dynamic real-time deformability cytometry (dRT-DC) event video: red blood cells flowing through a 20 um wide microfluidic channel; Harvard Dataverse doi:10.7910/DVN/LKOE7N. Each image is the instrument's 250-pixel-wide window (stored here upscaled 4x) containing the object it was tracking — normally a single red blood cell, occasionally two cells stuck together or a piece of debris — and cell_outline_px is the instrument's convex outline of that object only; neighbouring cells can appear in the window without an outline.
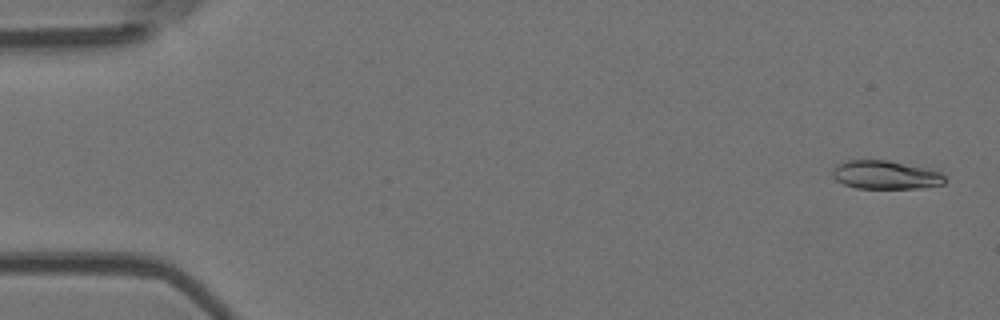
{"species": "Egyptian fruit bat (a non-hibernating species)", "species_latin": "Rousettus aegyptiacus", "temperature_condition": "room temperature", "stored_images_in_passage": 5, "camera_frame_rate_fps": 3000, "um_per_image_px": 0.085, "animal": {"sex": "female"}, "frame": {"image": 1, "passage_image": 1, "time_ms": 0.0, "image_size_px": [1000, 320], "cell_outline_px": [[944, 184], [920, 188], [856, 188], [844, 184], [836, 180], [832, 176], [832, 168], [836, 164], [844, 160], [888, 160], [932, 168], [940, 172], [944, 176]], "centroid_in_image_um": [75.26, 14.85], "position_along_channel_um": 9.7, "area_um2": 18.96}}
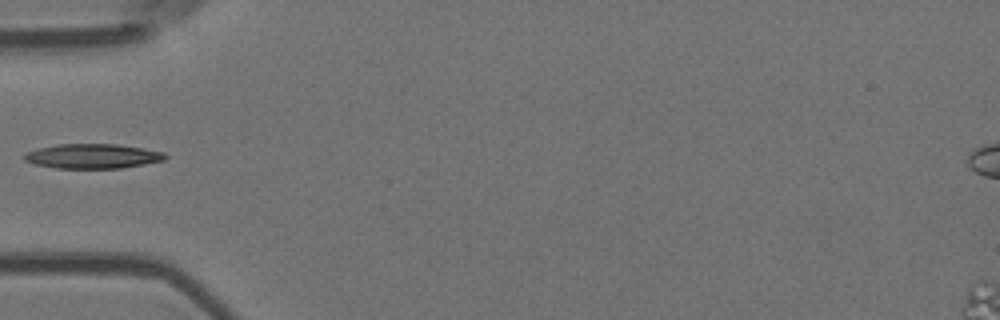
{"frame": {"image": 2, "passage_image": 5, "time_ms": 1.333, "image_size_px": [1000, 320], "cell_outline_px": [[168, 156], [164, 160], [144, 164], [120, 168], [56, 168], [36, 164], [24, 160], [20, 156], [28, 152], [40, 148], [56, 144], [116, 144], [164, 152]], "centroid_in_image_um": [7.86, 13.27], "position_along_channel_um": 77.1, "area_um2": 20.06}}